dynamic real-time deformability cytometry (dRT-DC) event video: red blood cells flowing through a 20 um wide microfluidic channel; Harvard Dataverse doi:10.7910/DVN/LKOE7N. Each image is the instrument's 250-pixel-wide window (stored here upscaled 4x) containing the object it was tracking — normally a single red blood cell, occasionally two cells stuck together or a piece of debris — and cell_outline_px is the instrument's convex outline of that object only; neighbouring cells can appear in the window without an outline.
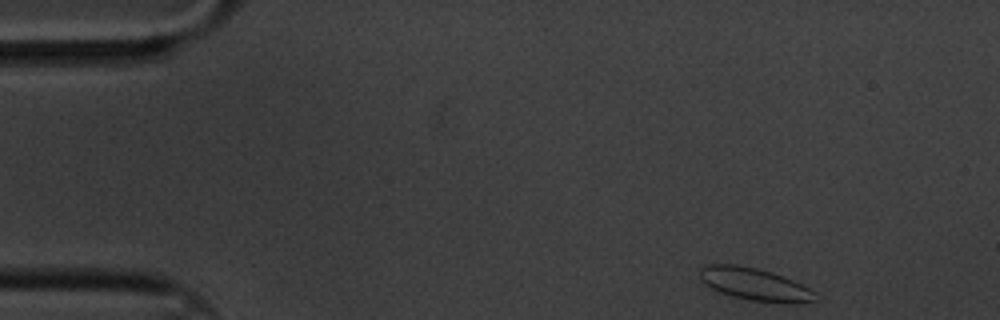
{"species": "common noctule bat (a hibernating species)", "species_latin": "Nyctalus noctula", "temperature_condition": "cold", "stored_images_in_passage": 55, "camera_frame_rate_fps": 3000, "um_per_image_px": 0.085, "animal": {"sex": "male", "body_mass_g": 20.1, "forearm_length_mm": 53.5}, "frame": {"image": 1, "passage_image": 1, "time_ms": 0.0, "image_size_px": [1000, 320], "cell_outline_px": [[816, 300], [796, 304], [784, 304], [748, 300], [732, 296], [708, 288], [700, 280], [700, 268], [704, 264], [736, 264], [756, 268], [772, 272], [792, 280], [816, 292]], "centroid_in_image_um": [64.12, 24.17], "position_along_channel_um": 20.9, "area_um2": 22.2}}
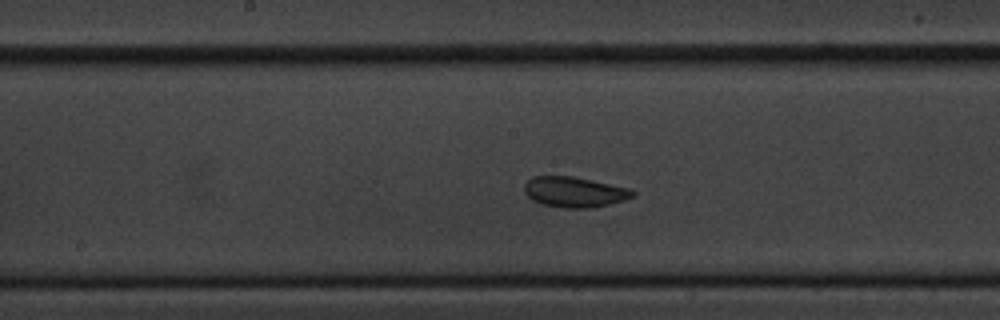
{"frame": {"image": 2, "passage_image": 25, "time_ms": 8.0, "image_size_px": [1000, 320], "cell_outline_px": [[636, 192], [632, 196], [624, 200], [592, 208], [560, 208], [544, 204], [532, 200], [524, 192], [524, 184], [532, 176], [572, 176], [632, 188]], "centroid_in_image_um": [48.83, 16.31], "position_along_channel_um": 199.4, "area_um2": 19.31}}
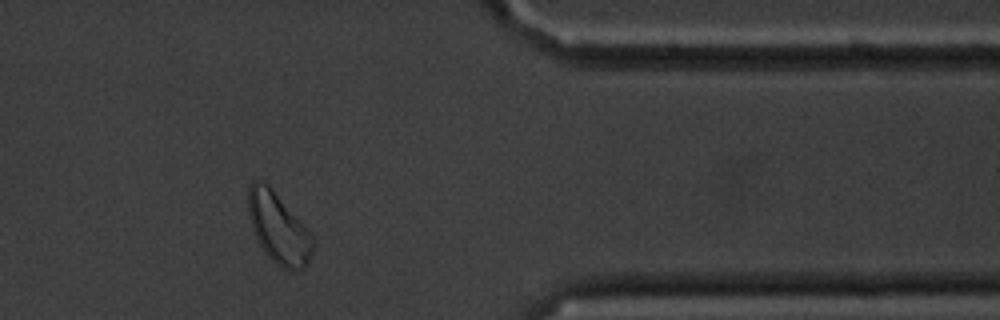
{"frame": {"image": 3, "passage_image": 44, "time_ms": 14.333, "image_size_px": [1000, 320], "cell_outline_px": [[316, 248], [304, 268], [280, 268], [268, 256], [260, 244], [252, 228], [248, 216], [248, 188], [252, 180], [264, 180], [272, 188], [308, 228], [316, 240]], "centroid_in_image_um": [23.69, 19.36], "position_along_channel_um": 387.7, "area_um2": 26.88}, "authors_computed_cell_mechanics": {"area_um2": 19.941, "velocity_mm_per_s": 3.2605, "shape_relaxation_time_tau1_ms": 3.7291, "shape_relaxation_time_tau2_ms": null, "deformation_change_tau1": 0.055, "deformation_change_tau2": null}}